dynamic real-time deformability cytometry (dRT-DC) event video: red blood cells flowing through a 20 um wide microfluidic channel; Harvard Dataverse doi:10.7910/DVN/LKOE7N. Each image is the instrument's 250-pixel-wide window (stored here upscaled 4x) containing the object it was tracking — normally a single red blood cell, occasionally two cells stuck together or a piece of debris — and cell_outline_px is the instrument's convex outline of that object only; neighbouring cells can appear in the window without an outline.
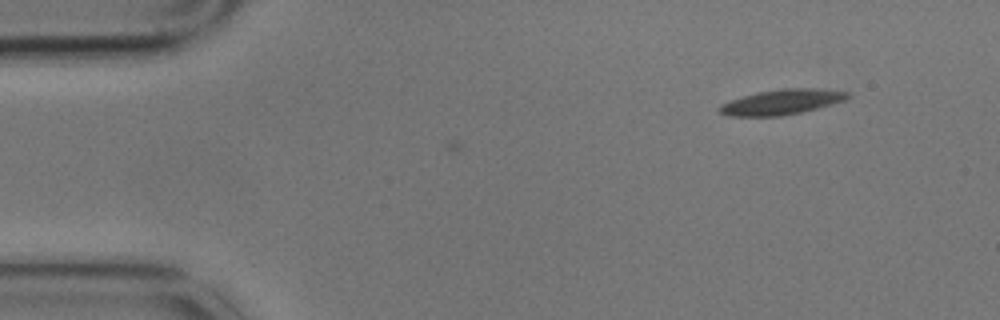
{"species": "common noctule bat (a hibernating species)", "species_latin": "Nyctalus noctula", "temperature_condition": "cold", "stored_images_in_passage": 2, "camera_frame_rate_fps": 3000, "um_per_image_px": 0.085, "animal": {"sex": "male", "body_mass_g": 17.9}, "frame": {"image": 1, "passage_image": 2, "time_ms": 0.333, "image_size_px": [1000, 320], "cell_outline_px": [[852, 96], [844, 100], [816, 108], [784, 116], [728, 116], [720, 112], [716, 108], [720, 104], [744, 96], [760, 92], [784, 88], [816, 88], [848, 92]], "centroid_in_image_um": [66.43, 8.67], "position_along_channel_um": 18.6, "area_um2": 18.55}}